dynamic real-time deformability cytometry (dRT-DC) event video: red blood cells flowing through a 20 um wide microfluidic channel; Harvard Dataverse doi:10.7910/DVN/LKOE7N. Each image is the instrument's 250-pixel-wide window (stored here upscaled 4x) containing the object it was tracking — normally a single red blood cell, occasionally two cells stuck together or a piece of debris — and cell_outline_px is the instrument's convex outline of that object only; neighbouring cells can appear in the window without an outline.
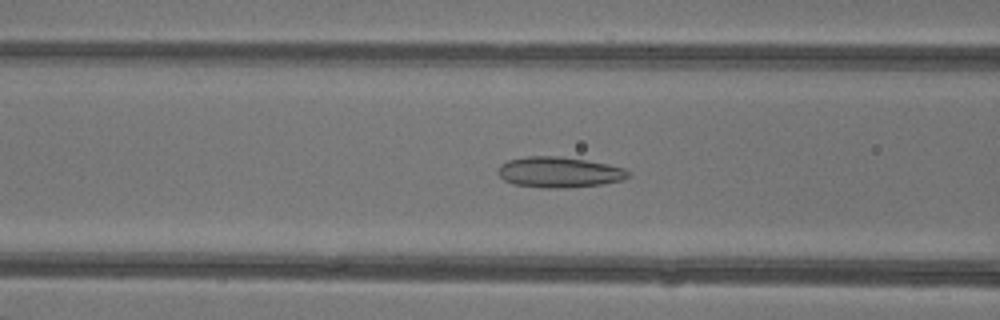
{"species": "common noctule bat (a hibernating species)", "species_latin": "Nyctalus noctula", "temperature_condition": "warm", "stored_images_in_passage": 48, "camera_frame_rate_fps": 3000, "um_per_image_px": 0.085, "animal": {"sex": "female"}, "frame": {"image": 1, "passage_image": 20, "time_ms": 6.333, "image_size_px": [1000, 320], "cell_outline_px": [[632, 176], [620, 180], [604, 184], [568, 188], [540, 188], [512, 184], [504, 180], [496, 172], [496, 168], [500, 164], [508, 160], [528, 156], [560, 156], [608, 164], [624, 168], [632, 172]], "centroid_in_image_um": [47.51, 14.65], "position_along_channel_um": 119.1, "area_um2": 23.64}}
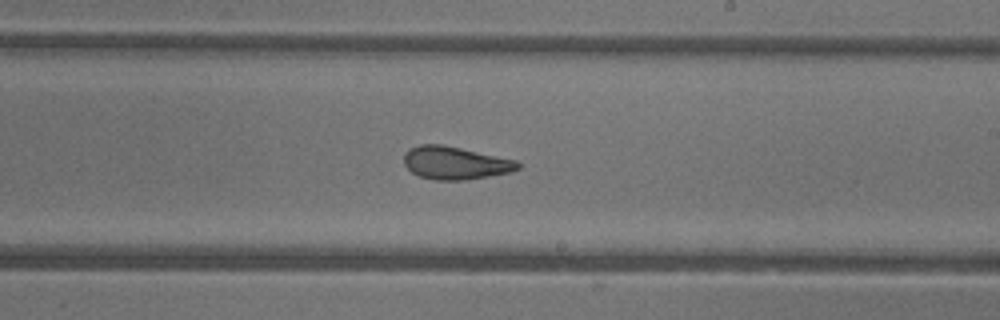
{"frame": {"image": 2, "passage_image": 29, "time_ms": 9.333, "image_size_px": [1000, 320], "cell_outline_px": [[520, 168], [512, 172], [468, 180], [436, 180], [420, 176], [412, 172], [404, 164], [404, 152], [408, 148], [420, 144], [440, 144], [460, 148], [516, 160], [520, 164]], "centroid_in_image_um": [38.69, 13.85], "position_along_channel_um": 250.3, "area_um2": 21.85}}
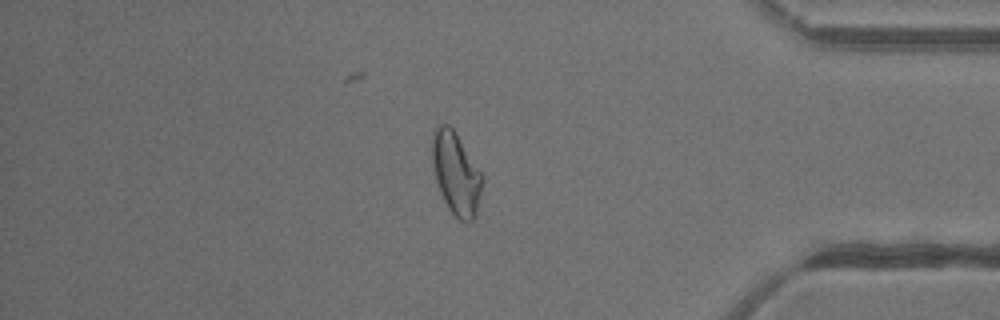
{"frame": {"image": 3, "passage_image": 41, "time_ms": 13.333, "image_size_px": [1000, 320], "cell_outline_px": [[484, 176], [476, 216], [468, 224], [460, 220], [448, 208], [440, 192], [436, 180], [432, 164], [432, 132], [440, 124], [448, 124], [452, 128]], "centroid_in_image_um": [38.76, 14.77], "position_along_channel_um": 396.4, "area_um2": 23.99}, "authors_computed_cell_mechanics": {"area_um2": 24.1893, "velocity_mm_per_s": 4.3735, "shape_relaxation_time_tau1_ms": null, "shape_relaxation_time_tau2_ms": 1.5752, "deformation_change_tau1": null, "deformation_change_tau2": 0.1017}}